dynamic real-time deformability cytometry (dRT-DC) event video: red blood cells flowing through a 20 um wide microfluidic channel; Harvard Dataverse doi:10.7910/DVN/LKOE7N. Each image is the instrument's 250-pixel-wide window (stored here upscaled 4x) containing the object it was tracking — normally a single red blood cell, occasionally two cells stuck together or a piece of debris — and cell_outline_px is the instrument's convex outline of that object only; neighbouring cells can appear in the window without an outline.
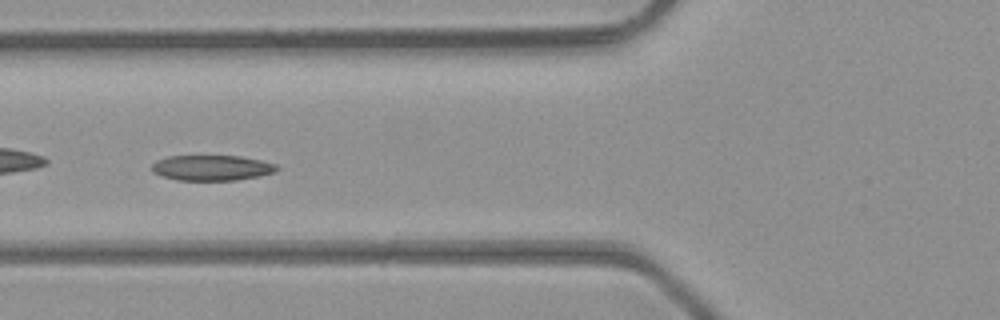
{"species": "common noctule bat (a hibernating species)", "species_latin": "Nyctalus noctula", "temperature_condition": "room temperature", "stored_images_in_passage": 6, "camera_frame_rate_fps": 3000, "um_per_image_px": 0.085, "animal": {"sex": "male", "body_mass_g": 23.1, "forearm_length_mm": 52.7}, "frame": {"image": 1, "passage_image": 6, "time_ms": 1.667, "image_size_px": [1000, 320], "cell_outline_px": [[280, 168], [276, 172], [260, 176], [236, 180], [176, 180], [160, 176], [152, 172], [152, 164], [156, 160], [168, 156], [240, 156], [260, 160], [276, 164]], "centroid_in_image_um": [18.0, 14.27], "position_along_channel_um": 107.8, "area_um2": 18.67}}